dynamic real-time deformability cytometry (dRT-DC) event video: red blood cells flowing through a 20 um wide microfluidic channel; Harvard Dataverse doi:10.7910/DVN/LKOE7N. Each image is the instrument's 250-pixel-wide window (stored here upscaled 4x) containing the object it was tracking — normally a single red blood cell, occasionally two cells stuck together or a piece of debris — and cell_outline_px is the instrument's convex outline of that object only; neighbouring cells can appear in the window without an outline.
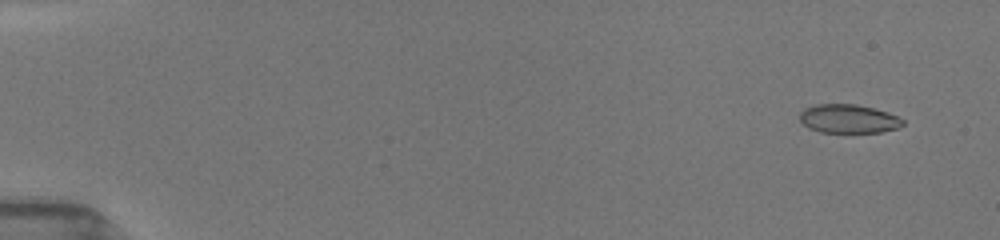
{"species": "common noctule bat (a hibernating species)", "species_latin": "Nyctalus noctula", "temperature_condition": "room temperature", "stored_images_in_passage": 53, "camera_frame_rate_fps": 3000, "um_per_image_px": 0.085, "animal": {"sex": "female", "body_mass_g": 19.5, "forearm_length_mm": 54.1}, "frame": {"image": 1, "passage_image": 4, "time_ms": 1.0, "image_size_px": [1000, 240], "cell_outline_px": [[904, 124], [900, 128], [880, 132], [820, 132], [808, 128], [800, 120], [800, 112], [804, 108], [816, 104], [856, 104], [888, 112], [904, 120]], "centroid_in_image_um": [72.12, 10.09], "position_along_channel_um": 12.9, "area_um2": 17.28}}
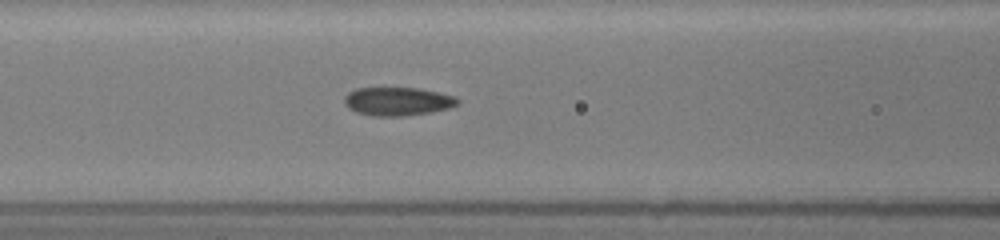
{"frame": {"image": 2, "passage_image": 24, "time_ms": 7.667, "image_size_px": [1000, 240], "cell_outline_px": [[460, 104], [448, 108], [432, 112], [404, 116], [372, 116], [356, 112], [348, 108], [344, 104], [344, 96], [348, 92], [356, 88], [420, 88], [456, 96], [460, 100]], "centroid_in_image_um": [33.8, 8.62], "position_along_channel_um": 132.8, "area_um2": 19.02}}
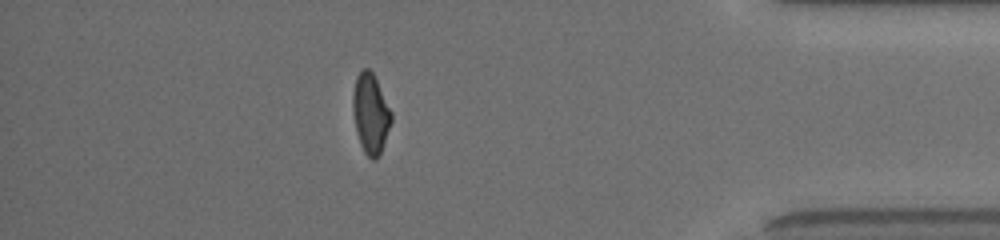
{"frame": {"image": 3, "passage_image": 47, "time_ms": 15.333, "image_size_px": [1000, 240], "cell_outline_px": [[392, 120], [380, 156], [376, 160], [372, 160], [364, 152], [360, 144], [356, 132], [352, 112], [352, 92], [356, 76], [364, 68], [368, 68], [372, 72], [392, 112]], "centroid_in_image_um": [31.48, 9.68], "position_along_channel_um": 403.7, "area_um2": 18.09}, "authors_computed_cell_mechanics": {"area_um2": 18.3804, "velocity_mm_per_s": 3.9804, "shape_relaxation_time_tau1_ms": null, "shape_relaxation_time_tau2_ms": 1.7816, "deformation_change_tau1": null, "deformation_change_tau2": 0.0707}}